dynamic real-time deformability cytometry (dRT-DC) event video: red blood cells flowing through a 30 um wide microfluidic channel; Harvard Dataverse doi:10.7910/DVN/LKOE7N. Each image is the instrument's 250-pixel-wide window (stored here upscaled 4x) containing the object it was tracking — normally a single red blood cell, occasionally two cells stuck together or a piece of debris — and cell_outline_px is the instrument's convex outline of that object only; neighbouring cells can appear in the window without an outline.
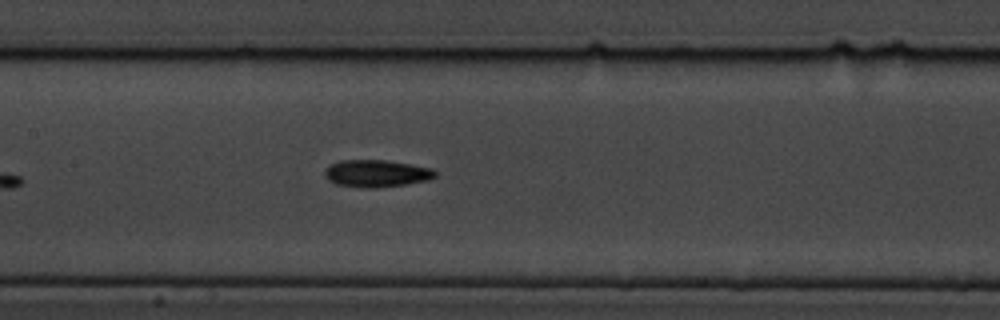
{"species": "common noctule bat (a hibernating species)", "species_latin": "Nyctalus noctula", "temperature_condition": "cold", "stored_images_in_passage": 9, "camera_frame_rate_fps": 3000, "um_per_image_px": 0.085, "animal": {"sex": "male", "body_mass_g": 19.5, "forearm_length_mm": 54.6}, "frame": {"image": 1, "passage_image": 9, "time_ms": 9.667, "image_size_px": [1000, 320], "cell_outline_px": [[436, 176], [428, 180], [408, 184], [376, 188], [364, 188], [336, 184], [328, 180], [324, 176], [324, 172], [332, 164], [340, 160], [384, 160], [412, 164], [432, 168], [436, 172]], "centroid_in_image_um": [32.02, 14.75], "position_along_channel_um": 175.4, "area_um2": 17.57}}